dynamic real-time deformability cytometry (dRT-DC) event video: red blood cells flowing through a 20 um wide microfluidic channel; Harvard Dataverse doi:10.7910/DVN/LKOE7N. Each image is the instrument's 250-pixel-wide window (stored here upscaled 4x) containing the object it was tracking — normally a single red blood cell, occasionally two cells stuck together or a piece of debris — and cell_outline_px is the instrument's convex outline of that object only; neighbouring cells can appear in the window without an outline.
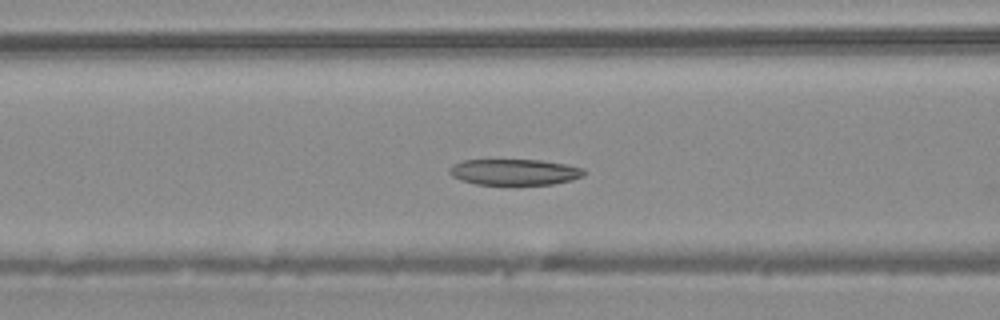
{"species": "common noctule bat (a hibernating species)", "species_latin": "Nyctalus noctula", "temperature_condition": "warm", "stored_images_in_passage": 23, "camera_frame_rate_fps": 3000, "um_per_image_px": 0.085, "animal": {"sex": "male", "body_mass_g": 20.4}, "frame": {"image": 1, "passage_image": 19, "time_ms": 6.0, "image_size_px": [1000, 320], "cell_outline_px": [[588, 172], [584, 176], [572, 180], [552, 184], [476, 184], [460, 180], [452, 176], [448, 172], [452, 164], [464, 160], [540, 160], [564, 164], [584, 168]], "centroid_in_image_um": [43.75, 14.62], "position_along_channel_um": 122.9, "area_um2": 20.4}}
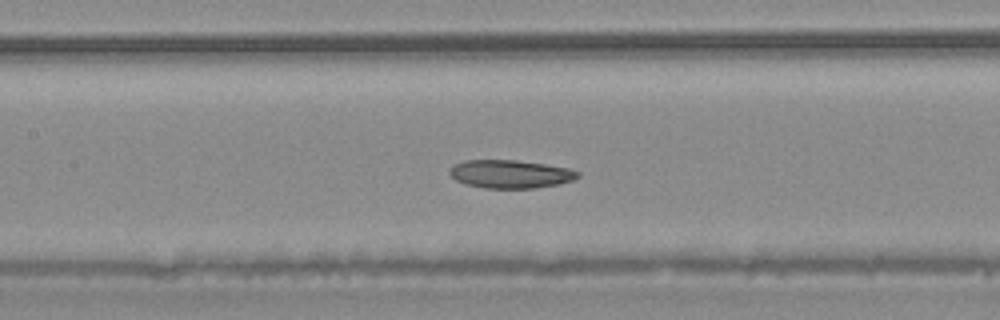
{"frame": {"image": 2, "passage_image": 22, "time_ms": 7.0, "image_size_px": [1000, 320], "cell_outline_px": [[580, 176], [572, 180], [560, 184], [536, 188], [484, 188], [468, 184], [456, 180], [448, 172], [456, 164], [464, 160], [516, 160], [544, 164], [568, 168], [580, 172]], "centroid_in_image_um": [43.42, 14.79], "position_along_channel_um": 164.0, "area_um2": 20.92}}